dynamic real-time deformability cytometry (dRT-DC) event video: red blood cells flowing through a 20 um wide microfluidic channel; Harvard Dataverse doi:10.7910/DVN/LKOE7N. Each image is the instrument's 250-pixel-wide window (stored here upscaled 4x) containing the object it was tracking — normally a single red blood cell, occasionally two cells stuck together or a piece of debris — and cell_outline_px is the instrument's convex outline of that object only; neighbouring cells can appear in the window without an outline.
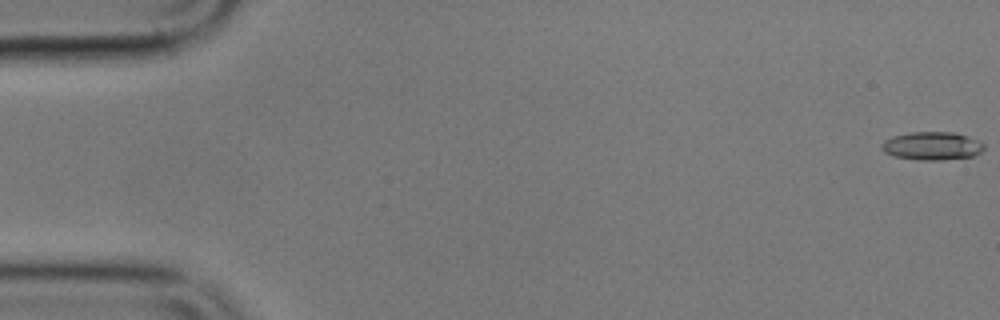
{"species": "common noctule bat (a hibernating species)", "species_latin": "Nyctalus noctula", "temperature_condition": "cold", "stored_images_in_passage": 13, "camera_frame_rate_fps": 3000, "um_per_image_px": 0.085, "animal": {"sex": "male", "body_mass_g": 17.9}, "frame": {"image": 1, "passage_image": 1, "time_ms": 0.0, "image_size_px": [1000, 320], "cell_outline_px": [[984, 148], [980, 152], [972, 156], [940, 160], [916, 160], [896, 156], [884, 152], [880, 148], [880, 144], [884, 140], [892, 136], [912, 132], [952, 132], [976, 140], [984, 144]], "centroid_in_image_um": [79.16, 12.4], "position_along_channel_um": 5.8, "area_um2": 16.65}}